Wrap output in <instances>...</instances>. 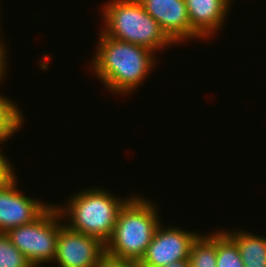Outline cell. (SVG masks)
Wrapping results in <instances>:
<instances>
[{
  "label": "cell",
  "instance_id": "1",
  "mask_svg": "<svg viewBox=\"0 0 266 267\" xmlns=\"http://www.w3.org/2000/svg\"><path fill=\"white\" fill-rule=\"evenodd\" d=\"M91 69L109 92L127 95L144 82L156 64L155 52L110 38L101 30ZM149 73V74H148Z\"/></svg>",
  "mask_w": 266,
  "mask_h": 267
},
{
  "label": "cell",
  "instance_id": "2",
  "mask_svg": "<svg viewBox=\"0 0 266 267\" xmlns=\"http://www.w3.org/2000/svg\"><path fill=\"white\" fill-rule=\"evenodd\" d=\"M155 204L134 194L119 210L114 232L105 251L115 257L140 262L161 221Z\"/></svg>",
  "mask_w": 266,
  "mask_h": 267
},
{
  "label": "cell",
  "instance_id": "3",
  "mask_svg": "<svg viewBox=\"0 0 266 267\" xmlns=\"http://www.w3.org/2000/svg\"><path fill=\"white\" fill-rule=\"evenodd\" d=\"M128 199L116 198L105 188L93 187L72 195L66 206L56 207L62 218L67 217L64 224L68 228L96 237L106 244L114 232L119 210Z\"/></svg>",
  "mask_w": 266,
  "mask_h": 267
},
{
  "label": "cell",
  "instance_id": "4",
  "mask_svg": "<svg viewBox=\"0 0 266 267\" xmlns=\"http://www.w3.org/2000/svg\"><path fill=\"white\" fill-rule=\"evenodd\" d=\"M103 7L105 28L100 30L106 36L141 45L155 53L175 45L139 0H110Z\"/></svg>",
  "mask_w": 266,
  "mask_h": 267
},
{
  "label": "cell",
  "instance_id": "5",
  "mask_svg": "<svg viewBox=\"0 0 266 267\" xmlns=\"http://www.w3.org/2000/svg\"><path fill=\"white\" fill-rule=\"evenodd\" d=\"M6 234L33 267L53 262L59 234V211L50 205L31 223L9 229Z\"/></svg>",
  "mask_w": 266,
  "mask_h": 267
},
{
  "label": "cell",
  "instance_id": "6",
  "mask_svg": "<svg viewBox=\"0 0 266 267\" xmlns=\"http://www.w3.org/2000/svg\"><path fill=\"white\" fill-rule=\"evenodd\" d=\"M182 229L175 226L164 227L160 223L139 266L162 267L189 259L191 246L200 234Z\"/></svg>",
  "mask_w": 266,
  "mask_h": 267
},
{
  "label": "cell",
  "instance_id": "7",
  "mask_svg": "<svg viewBox=\"0 0 266 267\" xmlns=\"http://www.w3.org/2000/svg\"><path fill=\"white\" fill-rule=\"evenodd\" d=\"M59 212V234L56 256L58 267H94L105 252V244L98 238L68 228Z\"/></svg>",
  "mask_w": 266,
  "mask_h": 267
},
{
  "label": "cell",
  "instance_id": "8",
  "mask_svg": "<svg viewBox=\"0 0 266 267\" xmlns=\"http://www.w3.org/2000/svg\"><path fill=\"white\" fill-rule=\"evenodd\" d=\"M16 177L0 187V232L31 223L51 205L23 194Z\"/></svg>",
  "mask_w": 266,
  "mask_h": 267
},
{
  "label": "cell",
  "instance_id": "9",
  "mask_svg": "<svg viewBox=\"0 0 266 267\" xmlns=\"http://www.w3.org/2000/svg\"><path fill=\"white\" fill-rule=\"evenodd\" d=\"M139 1L174 44L191 39V24L185 0Z\"/></svg>",
  "mask_w": 266,
  "mask_h": 267
},
{
  "label": "cell",
  "instance_id": "10",
  "mask_svg": "<svg viewBox=\"0 0 266 267\" xmlns=\"http://www.w3.org/2000/svg\"><path fill=\"white\" fill-rule=\"evenodd\" d=\"M231 2L232 0H185L191 24V39L210 40L215 36L226 23Z\"/></svg>",
  "mask_w": 266,
  "mask_h": 267
},
{
  "label": "cell",
  "instance_id": "11",
  "mask_svg": "<svg viewBox=\"0 0 266 267\" xmlns=\"http://www.w3.org/2000/svg\"><path fill=\"white\" fill-rule=\"evenodd\" d=\"M224 232L238 246L245 267H266V237L236 228Z\"/></svg>",
  "mask_w": 266,
  "mask_h": 267
},
{
  "label": "cell",
  "instance_id": "12",
  "mask_svg": "<svg viewBox=\"0 0 266 267\" xmlns=\"http://www.w3.org/2000/svg\"><path fill=\"white\" fill-rule=\"evenodd\" d=\"M17 104L0 95V144L14 135L24 124V116Z\"/></svg>",
  "mask_w": 266,
  "mask_h": 267
},
{
  "label": "cell",
  "instance_id": "13",
  "mask_svg": "<svg viewBox=\"0 0 266 267\" xmlns=\"http://www.w3.org/2000/svg\"><path fill=\"white\" fill-rule=\"evenodd\" d=\"M189 261L191 267H216V231L211 235H200L193 242Z\"/></svg>",
  "mask_w": 266,
  "mask_h": 267
},
{
  "label": "cell",
  "instance_id": "14",
  "mask_svg": "<svg viewBox=\"0 0 266 267\" xmlns=\"http://www.w3.org/2000/svg\"><path fill=\"white\" fill-rule=\"evenodd\" d=\"M223 231H216V267H245L238 246Z\"/></svg>",
  "mask_w": 266,
  "mask_h": 267
},
{
  "label": "cell",
  "instance_id": "15",
  "mask_svg": "<svg viewBox=\"0 0 266 267\" xmlns=\"http://www.w3.org/2000/svg\"><path fill=\"white\" fill-rule=\"evenodd\" d=\"M0 267H33L4 232H0Z\"/></svg>",
  "mask_w": 266,
  "mask_h": 267
},
{
  "label": "cell",
  "instance_id": "16",
  "mask_svg": "<svg viewBox=\"0 0 266 267\" xmlns=\"http://www.w3.org/2000/svg\"><path fill=\"white\" fill-rule=\"evenodd\" d=\"M94 267H140L138 262L126 260L108 254L106 251L100 256Z\"/></svg>",
  "mask_w": 266,
  "mask_h": 267
},
{
  "label": "cell",
  "instance_id": "17",
  "mask_svg": "<svg viewBox=\"0 0 266 267\" xmlns=\"http://www.w3.org/2000/svg\"><path fill=\"white\" fill-rule=\"evenodd\" d=\"M0 150V187L6 185L11 181L16 174H14L12 163Z\"/></svg>",
  "mask_w": 266,
  "mask_h": 267
},
{
  "label": "cell",
  "instance_id": "18",
  "mask_svg": "<svg viewBox=\"0 0 266 267\" xmlns=\"http://www.w3.org/2000/svg\"><path fill=\"white\" fill-rule=\"evenodd\" d=\"M1 29V28H0ZM1 33V32H0ZM1 36V34H0ZM1 38V37H0ZM6 46L3 44V41L0 39V83L2 82V80L6 79L4 76L6 75V69L7 68V58H6ZM4 77V78H3Z\"/></svg>",
  "mask_w": 266,
  "mask_h": 267
},
{
  "label": "cell",
  "instance_id": "19",
  "mask_svg": "<svg viewBox=\"0 0 266 267\" xmlns=\"http://www.w3.org/2000/svg\"><path fill=\"white\" fill-rule=\"evenodd\" d=\"M162 267H191L189 259L181 260V261H175L173 263H170L166 266Z\"/></svg>",
  "mask_w": 266,
  "mask_h": 267
}]
</instances>
